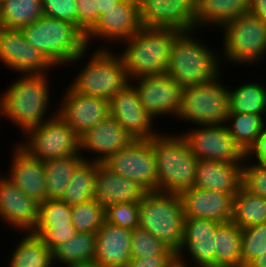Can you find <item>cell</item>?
<instances>
[{
  "label": "cell",
  "instance_id": "obj_1",
  "mask_svg": "<svg viewBox=\"0 0 266 267\" xmlns=\"http://www.w3.org/2000/svg\"><path fill=\"white\" fill-rule=\"evenodd\" d=\"M49 76L50 74H19L20 78L16 77L4 93L0 94L1 117L17 126L22 135L57 115V106L55 111L50 107L54 104L50 99L53 87H50Z\"/></svg>",
  "mask_w": 266,
  "mask_h": 267
},
{
  "label": "cell",
  "instance_id": "obj_2",
  "mask_svg": "<svg viewBox=\"0 0 266 267\" xmlns=\"http://www.w3.org/2000/svg\"><path fill=\"white\" fill-rule=\"evenodd\" d=\"M197 33L181 32L171 48L166 74L182 88L210 83L226 67L221 66L219 48L209 46Z\"/></svg>",
  "mask_w": 266,
  "mask_h": 267
},
{
  "label": "cell",
  "instance_id": "obj_3",
  "mask_svg": "<svg viewBox=\"0 0 266 267\" xmlns=\"http://www.w3.org/2000/svg\"><path fill=\"white\" fill-rule=\"evenodd\" d=\"M113 49L94 48L92 52L87 48L76 59L72 60L67 67L75 64L78 66V63H81L82 66H80L81 69L77 71L74 78L71 79L70 86L81 94L109 101L128 85L130 80L122 58L117 53L119 50ZM85 56L89 59H85Z\"/></svg>",
  "mask_w": 266,
  "mask_h": 267
},
{
  "label": "cell",
  "instance_id": "obj_4",
  "mask_svg": "<svg viewBox=\"0 0 266 267\" xmlns=\"http://www.w3.org/2000/svg\"><path fill=\"white\" fill-rule=\"evenodd\" d=\"M181 32L169 28L142 26L132 37L121 41L119 51L129 80L166 74L171 48Z\"/></svg>",
  "mask_w": 266,
  "mask_h": 267
},
{
  "label": "cell",
  "instance_id": "obj_5",
  "mask_svg": "<svg viewBox=\"0 0 266 267\" xmlns=\"http://www.w3.org/2000/svg\"><path fill=\"white\" fill-rule=\"evenodd\" d=\"M150 141L156 157L157 191L179 194L193 188L198 159L181 134L161 131Z\"/></svg>",
  "mask_w": 266,
  "mask_h": 267
},
{
  "label": "cell",
  "instance_id": "obj_6",
  "mask_svg": "<svg viewBox=\"0 0 266 267\" xmlns=\"http://www.w3.org/2000/svg\"><path fill=\"white\" fill-rule=\"evenodd\" d=\"M21 31L57 68L62 65L66 68L87 49L85 35L74 24L56 18L43 15Z\"/></svg>",
  "mask_w": 266,
  "mask_h": 267
},
{
  "label": "cell",
  "instance_id": "obj_7",
  "mask_svg": "<svg viewBox=\"0 0 266 267\" xmlns=\"http://www.w3.org/2000/svg\"><path fill=\"white\" fill-rule=\"evenodd\" d=\"M220 30L223 36L222 49H219L221 66H259L266 59V22L259 17L250 12L241 14Z\"/></svg>",
  "mask_w": 266,
  "mask_h": 267
},
{
  "label": "cell",
  "instance_id": "obj_8",
  "mask_svg": "<svg viewBox=\"0 0 266 267\" xmlns=\"http://www.w3.org/2000/svg\"><path fill=\"white\" fill-rule=\"evenodd\" d=\"M184 212L178 194L149 191L139 202V227L177 253L183 241Z\"/></svg>",
  "mask_w": 266,
  "mask_h": 267
},
{
  "label": "cell",
  "instance_id": "obj_9",
  "mask_svg": "<svg viewBox=\"0 0 266 267\" xmlns=\"http://www.w3.org/2000/svg\"><path fill=\"white\" fill-rule=\"evenodd\" d=\"M222 74L210 83L183 88L177 123L181 120L190 126L225 124L230 110Z\"/></svg>",
  "mask_w": 266,
  "mask_h": 267
},
{
  "label": "cell",
  "instance_id": "obj_10",
  "mask_svg": "<svg viewBox=\"0 0 266 267\" xmlns=\"http://www.w3.org/2000/svg\"><path fill=\"white\" fill-rule=\"evenodd\" d=\"M21 137L23 139L16 141L17 144L31 157L41 161L81 154L79 135L58 114L30 128Z\"/></svg>",
  "mask_w": 266,
  "mask_h": 267
},
{
  "label": "cell",
  "instance_id": "obj_11",
  "mask_svg": "<svg viewBox=\"0 0 266 267\" xmlns=\"http://www.w3.org/2000/svg\"><path fill=\"white\" fill-rule=\"evenodd\" d=\"M189 127L180 130V134L198 160L244 163L245 153L236 144L225 124Z\"/></svg>",
  "mask_w": 266,
  "mask_h": 267
},
{
  "label": "cell",
  "instance_id": "obj_12",
  "mask_svg": "<svg viewBox=\"0 0 266 267\" xmlns=\"http://www.w3.org/2000/svg\"><path fill=\"white\" fill-rule=\"evenodd\" d=\"M102 164L111 172L139 183L148 192L157 191L156 157L150 140H133Z\"/></svg>",
  "mask_w": 266,
  "mask_h": 267
},
{
  "label": "cell",
  "instance_id": "obj_13",
  "mask_svg": "<svg viewBox=\"0 0 266 267\" xmlns=\"http://www.w3.org/2000/svg\"><path fill=\"white\" fill-rule=\"evenodd\" d=\"M141 27L138 0H122L101 15L95 26L85 35L87 48L92 49L90 47L92 41L96 43L97 40H101L104 45L96 44L95 48L112 49L113 43L116 46L121 41L132 37Z\"/></svg>",
  "mask_w": 266,
  "mask_h": 267
},
{
  "label": "cell",
  "instance_id": "obj_14",
  "mask_svg": "<svg viewBox=\"0 0 266 267\" xmlns=\"http://www.w3.org/2000/svg\"><path fill=\"white\" fill-rule=\"evenodd\" d=\"M130 83L136 88L140 103L154 120L163 117L167 120V115L174 119L177 117L183 88L168 74L142 76Z\"/></svg>",
  "mask_w": 266,
  "mask_h": 267
},
{
  "label": "cell",
  "instance_id": "obj_15",
  "mask_svg": "<svg viewBox=\"0 0 266 267\" xmlns=\"http://www.w3.org/2000/svg\"><path fill=\"white\" fill-rule=\"evenodd\" d=\"M0 63L20 75L51 74L53 72H50V69L54 71L56 68L25 39L21 29L0 30Z\"/></svg>",
  "mask_w": 266,
  "mask_h": 267
},
{
  "label": "cell",
  "instance_id": "obj_16",
  "mask_svg": "<svg viewBox=\"0 0 266 267\" xmlns=\"http://www.w3.org/2000/svg\"><path fill=\"white\" fill-rule=\"evenodd\" d=\"M140 23L148 28L180 32L196 30L195 0H138Z\"/></svg>",
  "mask_w": 266,
  "mask_h": 267
},
{
  "label": "cell",
  "instance_id": "obj_17",
  "mask_svg": "<svg viewBox=\"0 0 266 267\" xmlns=\"http://www.w3.org/2000/svg\"><path fill=\"white\" fill-rule=\"evenodd\" d=\"M109 115L134 140H150L162 131L156 128L154 119L140 103L136 88L131 83L109 100Z\"/></svg>",
  "mask_w": 266,
  "mask_h": 267
},
{
  "label": "cell",
  "instance_id": "obj_18",
  "mask_svg": "<svg viewBox=\"0 0 266 267\" xmlns=\"http://www.w3.org/2000/svg\"><path fill=\"white\" fill-rule=\"evenodd\" d=\"M220 224L211 219L185 218L177 260L185 267H214L215 233Z\"/></svg>",
  "mask_w": 266,
  "mask_h": 267
},
{
  "label": "cell",
  "instance_id": "obj_19",
  "mask_svg": "<svg viewBox=\"0 0 266 267\" xmlns=\"http://www.w3.org/2000/svg\"><path fill=\"white\" fill-rule=\"evenodd\" d=\"M39 220V203L28 197L5 173L0 174V222L14 233L32 232Z\"/></svg>",
  "mask_w": 266,
  "mask_h": 267
},
{
  "label": "cell",
  "instance_id": "obj_20",
  "mask_svg": "<svg viewBox=\"0 0 266 267\" xmlns=\"http://www.w3.org/2000/svg\"><path fill=\"white\" fill-rule=\"evenodd\" d=\"M63 89L57 114L80 136L109 116V101L76 92L69 84Z\"/></svg>",
  "mask_w": 266,
  "mask_h": 267
},
{
  "label": "cell",
  "instance_id": "obj_21",
  "mask_svg": "<svg viewBox=\"0 0 266 267\" xmlns=\"http://www.w3.org/2000/svg\"><path fill=\"white\" fill-rule=\"evenodd\" d=\"M79 139L80 153L84 160L99 163L104 162L110 155L115 154L134 140L110 115L93 128L85 131L79 136Z\"/></svg>",
  "mask_w": 266,
  "mask_h": 267
},
{
  "label": "cell",
  "instance_id": "obj_22",
  "mask_svg": "<svg viewBox=\"0 0 266 267\" xmlns=\"http://www.w3.org/2000/svg\"><path fill=\"white\" fill-rule=\"evenodd\" d=\"M178 195L182 202L185 218H205L219 223L232 221L236 194H225L193 187Z\"/></svg>",
  "mask_w": 266,
  "mask_h": 267
},
{
  "label": "cell",
  "instance_id": "obj_23",
  "mask_svg": "<svg viewBox=\"0 0 266 267\" xmlns=\"http://www.w3.org/2000/svg\"><path fill=\"white\" fill-rule=\"evenodd\" d=\"M11 162L6 177L25 195L41 204L47 200L45 162L31 157L17 143H12Z\"/></svg>",
  "mask_w": 266,
  "mask_h": 267
},
{
  "label": "cell",
  "instance_id": "obj_24",
  "mask_svg": "<svg viewBox=\"0 0 266 267\" xmlns=\"http://www.w3.org/2000/svg\"><path fill=\"white\" fill-rule=\"evenodd\" d=\"M147 192L139 183L96 162L94 199L104 209L113 204L140 202Z\"/></svg>",
  "mask_w": 266,
  "mask_h": 267
},
{
  "label": "cell",
  "instance_id": "obj_25",
  "mask_svg": "<svg viewBox=\"0 0 266 267\" xmlns=\"http://www.w3.org/2000/svg\"><path fill=\"white\" fill-rule=\"evenodd\" d=\"M242 181L243 163L198 160L193 187L237 194Z\"/></svg>",
  "mask_w": 266,
  "mask_h": 267
},
{
  "label": "cell",
  "instance_id": "obj_26",
  "mask_svg": "<svg viewBox=\"0 0 266 267\" xmlns=\"http://www.w3.org/2000/svg\"><path fill=\"white\" fill-rule=\"evenodd\" d=\"M131 232L104 221L96 233L94 260L103 267H126L132 258Z\"/></svg>",
  "mask_w": 266,
  "mask_h": 267
},
{
  "label": "cell",
  "instance_id": "obj_27",
  "mask_svg": "<svg viewBox=\"0 0 266 267\" xmlns=\"http://www.w3.org/2000/svg\"><path fill=\"white\" fill-rule=\"evenodd\" d=\"M196 30L220 29L239 15L249 12V0H195Z\"/></svg>",
  "mask_w": 266,
  "mask_h": 267
},
{
  "label": "cell",
  "instance_id": "obj_28",
  "mask_svg": "<svg viewBox=\"0 0 266 267\" xmlns=\"http://www.w3.org/2000/svg\"><path fill=\"white\" fill-rule=\"evenodd\" d=\"M20 234L6 267H54L52 251L38 236L32 232Z\"/></svg>",
  "mask_w": 266,
  "mask_h": 267
},
{
  "label": "cell",
  "instance_id": "obj_29",
  "mask_svg": "<svg viewBox=\"0 0 266 267\" xmlns=\"http://www.w3.org/2000/svg\"><path fill=\"white\" fill-rule=\"evenodd\" d=\"M251 80L240 82L238 86L227 85L229 113L266 115V85L259 82L260 78Z\"/></svg>",
  "mask_w": 266,
  "mask_h": 267
},
{
  "label": "cell",
  "instance_id": "obj_30",
  "mask_svg": "<svg viewBox=\"0 0 266 267\" xmlns=\"http://www.w3.org/2000/svg\"><path fill=\"white\" fill-rule=\"evenodd\" d=\"M214 267H241V228L232 221L217 227Z\"/></svg>",
  "mask_w": 266,
  "mask_h": 267
},
{
  "label": "cell",
  "instance_id": "obj_31",
  "mask_svg": "<svg viewBox=\"0 0 266 267\" xmlns=\"http://www.w3.org/2000/svg\"><path fill=\"white\" fill-rule=\"evenodd\" d=\"M95 250L96 233L77 232L52 251L54 267H67L94 260Z\"/></svg>",
  "mask_w": 266,
  "mask_h": 267
},
{
  "label": "cell",
  "instance_id": "obj_32",
  "mask_svg": "<svg viewBox=\"0 0 266 267\" xmlns=\"http://www.w3.org/2000/svg\"><path fill=\"white\" fill-rule=\"evenodd\" d=\"M83 161L82 154L44 161L47 199H62L70 177Z\"/></svg>",
  "mask_w": 266,
  "mask_h": 267
},
{
  "label": "cell",
  "instance_id": "obj_33",
  "mask_svg": "<svg viewBox=\"0 0 266 267\" xmlns=\"http://www.w3.org/2000/svg\"><path fill=\"white\" fill-rule=\"evenodd\" d=\"M232 222L241 229L266 223V198L251 194L242 186L234 197Z\"/></svg>",
  "mask_w": 266,
  "mask_h": 267
},
{
  "label": "cell",
  "instance_id": "obj_34",
  "mask_svg": "<svg viewBox=\"0 0 266 267\" xmlns=\"http://www.w3.org/2000/svg\"><path fill=\"white\" fill-rule=\"evenodd\" d=\"M266 115L229 113L225 125L236 144L246 153L266 128Z\"/></svg>",
  "mask_w": 266,
  "mask_h": 267
},
{
  "label": "cell",
  "instance_id": "obj_35",
  "mask_svg": "<svg viewBox=\"0 0 266 267\" xmlns=\"http://www.w3.org/2000/svg\"><path fill=\"white\" fill-rule=\"evenodd\" d=\"M43 16L41 0H6L0 4L3 28L21 29Z\"/></svg>",
  "mask_w": 266,
  "mask_h": 267
},
{
  "label": "cell",
  "instance_id": "obj_36",
  "mask_svg": "<svg viewBox=\"0 0 266 267\" xmlns=\"http://www.w3.org/2000/svg\"><path fill=\"white\" fill-rule=\"evenodd\" d=\"M96 162L84 160L73 172L62 201L76 205L94 199Z\"/></svg>",
  "mask_w": 266,
  "mask_h": 267
},
{
  "label": "cell",
  "instance_id": "obj_37",
  "mask_svg": "<svg viewBox=\"0 0 266 267\" xmlns=\"http://www.w3.org/2000/svg\"><path fill=\"white\" fill-rule=\"evenodd\" d=\"M76 232L97 233L105 221V209L95 199L71 206Z\"/></svg>",
  "mask_w": 266,
  "mask_h": 267
},
{
  "label": "cell",
  "instance_id": "obj_38",
  "mask_svg": "<svg viewBox=\"0 0 266 267\" xmlns=\"http://www.w3.org/2000/svg\"><path fill=\"white\" fill-rule=\"evenodd\" d=\"M266 252V223L241 229V267Z\"/></svg>",
  "mask_w": 266,
  "mask_h": 267
},
{
  "label": "cell",
  "instance_id": "obj_39",
  "mask_svg": "<svg viewBox=\"0 0 266 267\" xmlns=\"http://www.w3.org/2000/svg\"><path fill=\"white\" fill-rule=\"evenodd\" d=\"M122 0H76L77 28L86 35L98 22L101 15Z\"/></svg>",
  "mask_w": 266,
  "mask_h": 267
},
{
  "label": "cell",
  "instance_id": "obj_40",
  "mask_svg": "<svg viewBox=\"0 0 266 267\" xmlns=\"http://www.w3.org/2000/svg\"><path fill=\"white\" fill-rule=\"evenodd\" d=\"M132 257H145L154 255H176L163 242L154 237L150 232L140 227L131 232Z\"/></svg>",
  "mask_w": 266,
  "mask_h": 267
},
{
  "label": "cell",
  "instance_id": "obj_41",
  "mask_svg": "<svg viewBox=\"0 0 266 267\" xmlns=\"http://www.w3.org/2000/svg\"><path fill=\"white\" fill-rule=\"evenodd\" d=\"M73 226L71 205L61 199H47L39 204V220L36 227Z\"/></svg>",
  "mask_w": 266,
  "mask_h": 267
},
{
  "label": "cell",
  "instance_id": "obj_42",
  "mask_svg": "<svg viewBox=\"0 0 266 267\" xmlns=\"http://www.w3.org/2000/svg\"><path fill=\"white\" fill-rule=\"evenodd\" d=\"M105 221L132 231L139 227V202L108 206L105 208Z\"/></svg>",
  "mask_w": 266,
  "mask_h": 267
},
{
  "label": "cell",
  "instance_id": "obj_43",
  "mask_svg": "<svg viewBox=\"0 0 266 267\" xmlns=\"http://www.w3.org/2000/svg\"><path fill=\"white\" fill-rule=\"evenodd\" d=\"M242 186L251 194L266 198V163L245 159Z\"/></svg>",
  "mask_w": 266,
  "mask_h": 267
},
{
  "label": "cell",
  "instance_id": "obj_44",
  "mask_svg": "<svg viewBox=\"0 0 266 267\" xmlns=\"http://www.w3.org/2000/svg\"><path fill=\"white\" fill-rule=\"evenodd\" d=\"M43 15L70 22L77 27L76 0H41Z\"/></svg>",
  "mask_w": 266,
  "mask_h": 267
},
{
  "label": "cell",
  "instance_id": "obj_45",
  "mask_svg": "<svg viewBox=\"0 0 266 267\" xmlns=\"http://www.w3.org/2000/svg\"><path fill=\"white\" fill-rule=\"evenodd\" d=\"M32 233L38 236L53 251L77 232L74 226L35 227Z\"/></svg>",
  "mask_w": 266,
  "mask_h": 267
},
{
  "label": "cell",
  "instance_id": "obj_46",
  "mask_svg": "<svg viewBox=\"0 0 266 267\" xmlns=\"http://www.w3.org/2000/svg\"><path fill=\"white\" fill-rule=\"evenodd\" d=\"M176 259L177 255L132 257L126 267H169Z\"/></svg>",
  "mask_w": 266,
  "mask_h": 267
},
{
  "label": "cell",
  "instance_id": "obj_47",
  "mask_svg": "<svg viewBox=\"0 0 266 267\" xmlns=\"http://www.w3.org/2000/svg\"><path fill=\"white\" fill-rule=\"evenodd\" d=\"M252 158V159H251ZM245 159L266 163V128L258 135L254 144L245 153Z\"/></svg>",
  "mask_w": 266,
  "mask_h": 267
},
{
  "label": "cell",
  "instance_id": "obj_48",
  "mask_svg": "<svg viewBox=\"0 0 266 267\" xmlns=\"http://www.w3.org/2000/svg\"><path fill=\"white\" fill-rule=\"evenodd\" d=\"M249 12L266 22V0H249Z\"/></svg>",
  "mask_w": 266,
  "mask_h": 267
},
{
  "label": "cell",
  "instance_id": "obj_49",
  "mask_svg": "<svg viewBox=\"0 0 266 267\" xmlns=\"http://www.w3.org/2000/svg\"><path fill=\"white\" fill-rule=\"evenodd\" d=\"M248 267H266V252L255 258Z\"/></svg>",
  "mask_w": 266,
  "mask_h": 267
},
{
  "label": "cell",
  "instance_id": "obj_50",
  "mask_svg": "<svg viewBox=\"0 0 266 267\" xmlns=\"http://www.w3.org/2000/svg\"><path fill=\"white\" fill-rule=\"evenodd\" d=\"M67 267H103L100 265L97 261L91 260V261H86V262H80L77 264H73Z\"/></svg>",
  "mask_w": 266,
  "mask_h": 267
},
{
  "label": "cell",
  "instance_id": "obj_51",
  "mask_svg": "<svg viewBox=\"0 0 266 267\" xmlns=\"http://www.w3.org/2000/svg\"><path fill=\"white\" fill-rule=\"evenodd\" d=\"M169 267H185V266L176 259Z\"/></svg>",
  "mask_w": 266,
  "mask_h": 267
},
{
  "label": "cell",
  "instance_id": "obj_52",
  "mask_svg": "<svg viewBox=\"0 0 266 267\" xmlns=\"http://www.w3.org/2000/svg\"><path fill=\"white\" fill-rule=\"evenodd\" d=\"M3 27H2V24H1V19H0V30L2 29Z\"/></svg>",
  "mask_w": 266,
  "mask_h": 267
}]
</instances>
